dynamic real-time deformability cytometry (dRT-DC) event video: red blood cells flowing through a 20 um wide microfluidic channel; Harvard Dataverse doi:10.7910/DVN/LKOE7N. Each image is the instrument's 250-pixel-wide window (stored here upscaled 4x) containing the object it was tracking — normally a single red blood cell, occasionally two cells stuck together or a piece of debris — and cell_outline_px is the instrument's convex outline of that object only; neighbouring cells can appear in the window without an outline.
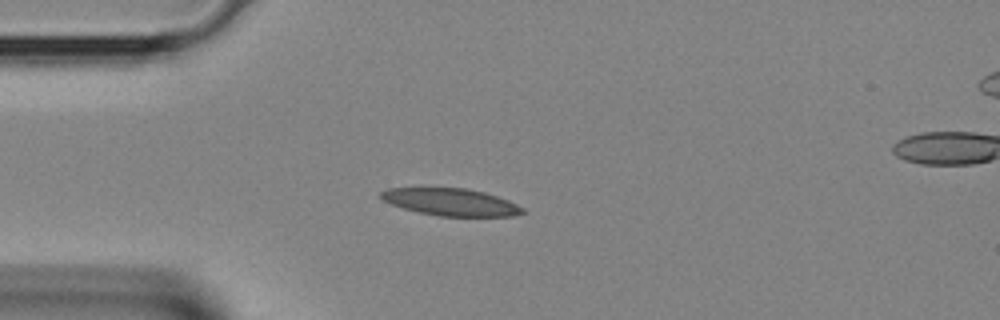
{"species": "Egyptian fruit bat (a non-hibernating species)", "species_latin": "Rousettus aegyptiacus", "temperature_condition": "room temperature", "stored_images_in_passage": 31, "segment_of_instrument_passage": [1, 2], "camera_frame_rate_fps": 3000, "um_per_image_px": 0.085, "animal": {"sex": "female"}, "frame": {"image": 1, "passage_image": 1, "time_ms": 0.0, "image_size_px": [1000, 320], "cell_outline_px": [[528, 212], [512, 216], [440, 216], [420, 212], [404, 208], [392, 204], [384, 200], [380, 196], [380, 192], [388, 188], [420, 184], [464, 188], [484, 192], [508, 200], [524, 208]], "centroid_in_image_um": [38.25, 17.11], "position_along_channel_um": 46.7, "area_um2": 23.35}}
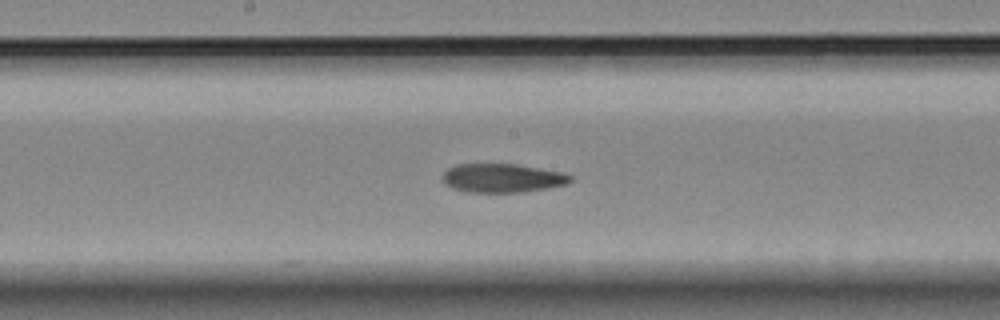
{"frame": {"image": 2, "passage_image": 11, "time_ms": 3.333, "image_size_px": [1000, 320], "cell_outline_px": [[572, 180], [568, 184], [548, 188], [524, 192], [464, 192], [452, 188], [444, 184], [444, 172], [448, 168], [456, 164], [516, 164], [568, 172], [572, 176]], "centroid_in_image_um": [42.76, 15.13], "position_along_channel_um": 205.4, "area_um2": 21.79}}
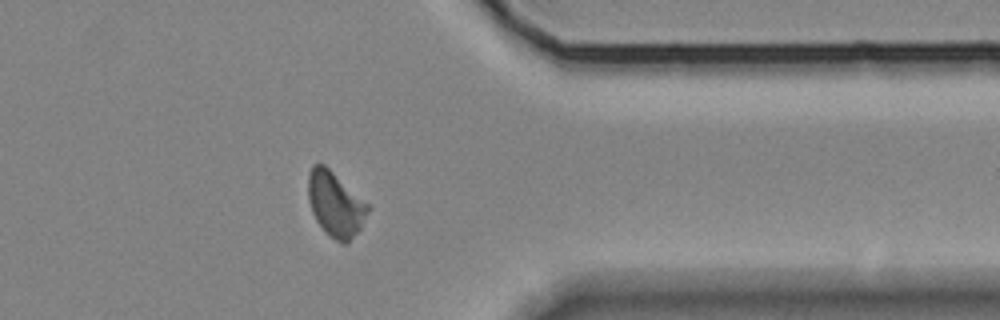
{"frame": {"image": 3, "passage_image": 22, "time_ms": 7.0, "image_size_px": [1000, 320], "cell_outline_px": [[372, 208], [360, 228], [348, 244], [344, 244], [336, 240], [324, 232], [316, 220], [312, 212], [308, 200], [308, 172], [312, 164], [324, 164], [368, 204]], "centroid_in_image_um": [28.5, 17.37], "position_along_channel_um": 382.9, "area_um2": 22.6}}